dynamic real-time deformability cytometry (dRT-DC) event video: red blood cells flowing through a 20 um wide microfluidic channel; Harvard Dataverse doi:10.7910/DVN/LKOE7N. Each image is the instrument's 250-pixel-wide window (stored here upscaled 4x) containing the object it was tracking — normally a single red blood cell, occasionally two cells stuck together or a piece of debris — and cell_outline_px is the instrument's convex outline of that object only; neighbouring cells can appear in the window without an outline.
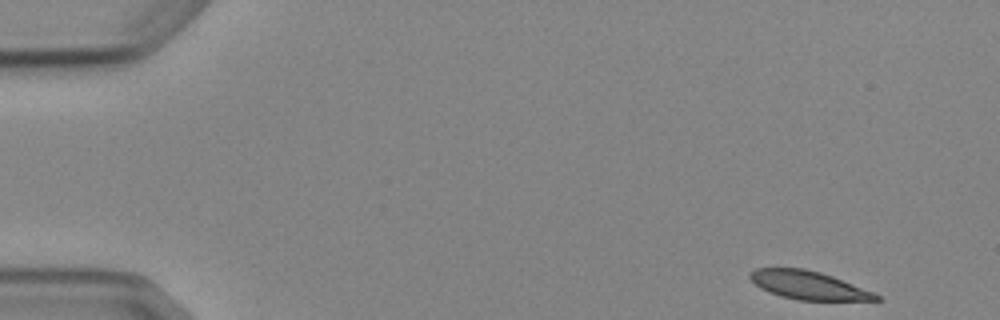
{"species": "Egyptian fruit bat (a non-hibernating species)", "species_latin": "Rousettus aegyptiacus", "temperature_condition": "cold", "stored_images_in_passage": 5, "camera_frame_rate_fps": 3000, "um_per_image_px": 0.085, "animal": {"sex": "female"}, "frame": {"image": 1, "passage_image": 1, "time_ms": 0.0, "image_size_px": [1000, 320], "cell_outline_px": [[884, 300], [800, 300], [780, 296], [768, 292], [760, 288], [748, 276], [756, 268], [804, 268], [820, 272], [832, 276], [872, 292], [880, 296]], "centroid_in_image_um": [68.69, 24.24], "position_along_channel_um": 16.3, "area_um2": 20.52}}
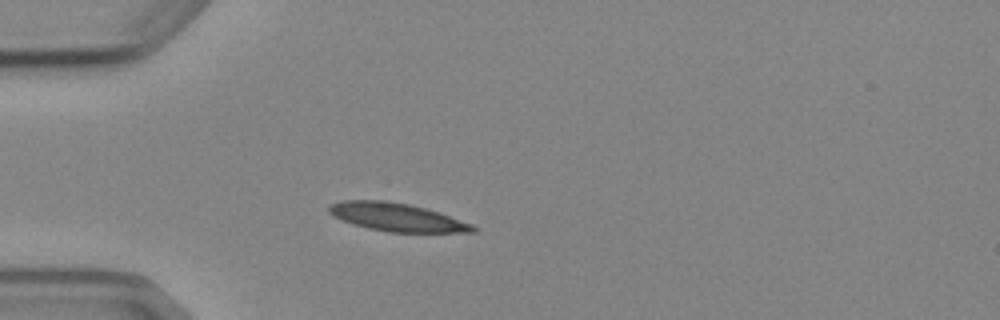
{"frame": {"image": 2, "passage_image": 4, "time_ms": 3.667, "image_size_px": [1000, 320], "cell_outline_px": [[476, 232], [388, 232], [368, 228], [352, 224], [332, 216], [328, 212], [328, 208], [332, 204], [340, 200], [384, 200], [408, 204], [424, 208], [472, 224], [476, 228]], "centroid_in_image_um": [33.66, 18.46], "position_along_channel_um": 51.3, "area_um2": 23.35}}